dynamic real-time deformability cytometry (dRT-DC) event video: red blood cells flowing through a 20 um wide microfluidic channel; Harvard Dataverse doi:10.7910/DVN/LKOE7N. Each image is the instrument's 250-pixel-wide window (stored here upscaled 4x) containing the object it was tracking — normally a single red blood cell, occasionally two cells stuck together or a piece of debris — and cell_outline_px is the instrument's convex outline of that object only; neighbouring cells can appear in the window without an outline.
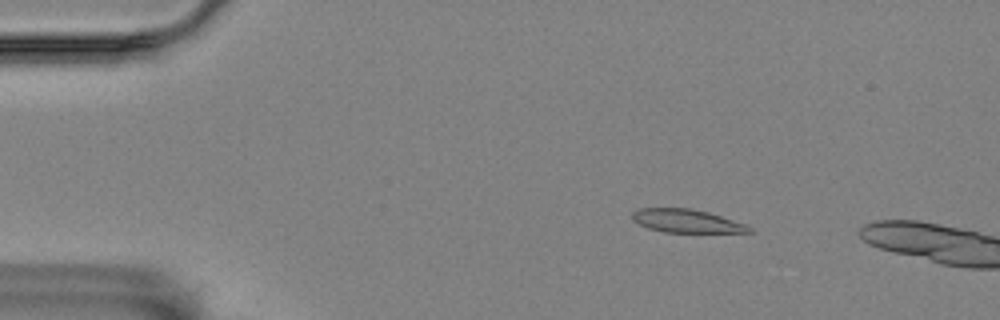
{"species": "Egyptian fruit bat (a non-hibernating species)", "species_latin": "Rousettus aegyptiacus", "temperature_condition": "room temperature", "stored_images_in_passage": 5, "camera_frame_rate_fps": 3000, "um_per_image_px": 0.085, "animal": {"sex": "female"}, "frame": {"image": 1, "passage_image": 3, "time_ms": 0.667, "image_size_px": [1000, 320], "cell_outline_px": [[752, 232], [664, 232], [648, 228], [632, 220], [632, 212], [640, 208], [688, 208], [708, 212], [744, 224], [752, 228]], "centroid_in_image_um": [58.31, 18.78], "position_along_channel_um": 26.7, "area_um2": 15.61}}